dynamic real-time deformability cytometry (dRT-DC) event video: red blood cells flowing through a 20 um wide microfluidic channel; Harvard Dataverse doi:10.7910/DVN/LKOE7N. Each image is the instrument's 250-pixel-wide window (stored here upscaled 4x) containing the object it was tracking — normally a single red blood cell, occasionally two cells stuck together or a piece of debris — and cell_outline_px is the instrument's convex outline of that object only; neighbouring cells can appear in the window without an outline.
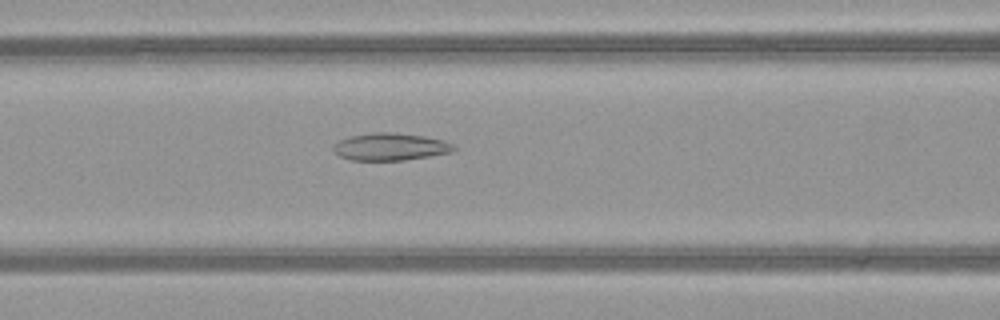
{"species": "common noctule bat (a hibernating species)", "species_latin": "Nyctalus noctula", "temperature_condition": "warm", "stored_images_in_passage": 5, "camera_frame_rate_fps": 3000, "um_per_image_px": 0.085, "animal": {"sex": "female", "body_mass_g": 21.9}, "frame": {"image": 1, "passage_image": 4, "time_ms": 1.0, "image_size_px": [1000, 320], "cell_outline_px": [[456, 148], [452, 152], [404, 160], [352, 160], [340, 156], [332, 148], [332, 144], [340, 140], [352, 136], [372, 132], [392, 132], [424, 136], [444, 140], [452, 144]], "centroid_in_image_um": [33.17, 12.47], "position_along_channel_um": 133.4, "area_um2": 19.07}}